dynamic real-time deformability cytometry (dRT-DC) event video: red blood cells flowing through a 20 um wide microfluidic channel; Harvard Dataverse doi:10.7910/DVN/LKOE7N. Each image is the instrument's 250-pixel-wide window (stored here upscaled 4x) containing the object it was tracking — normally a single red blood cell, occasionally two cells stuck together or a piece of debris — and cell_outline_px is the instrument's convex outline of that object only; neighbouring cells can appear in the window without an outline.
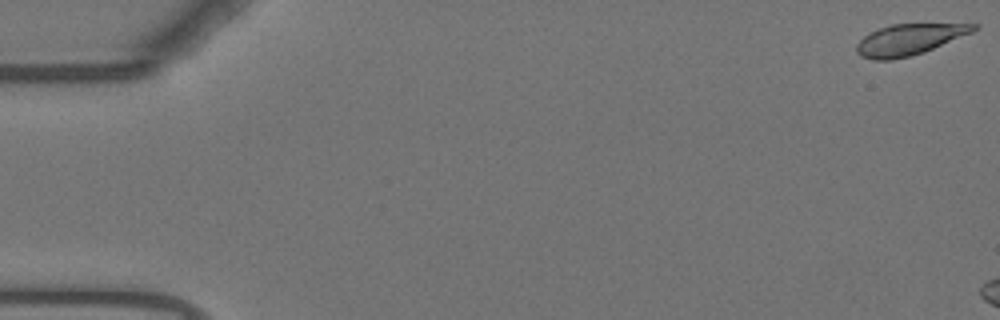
{"species": "Egyptian fruit bat (a non-hibernating species)", "species_latin": "Rousettus aegyptiacus", "temperature_condition": "warm", "stored_images_in_passage": 7, "camera_frame_rate_fps": 3000, "um_per_image_px": 0.085, "animal": {"sex": "female"}, "frame": {"image": 1, "passage_image": 1, "time_ms": 0.0, "image_size_px": [1000, 320], "cell_outline_px": [[980, 28], [972, 32], [924, 52], [892, 60], [872, 60], [860, 56], [856, 52], [856, 44], [864, 36], [880, 28], [892, 24], [980, 24]], "centroid_in_image_um": [77.27, 3.37], "position_along_channel_um": 7.7, "area_um2": 20.98}}